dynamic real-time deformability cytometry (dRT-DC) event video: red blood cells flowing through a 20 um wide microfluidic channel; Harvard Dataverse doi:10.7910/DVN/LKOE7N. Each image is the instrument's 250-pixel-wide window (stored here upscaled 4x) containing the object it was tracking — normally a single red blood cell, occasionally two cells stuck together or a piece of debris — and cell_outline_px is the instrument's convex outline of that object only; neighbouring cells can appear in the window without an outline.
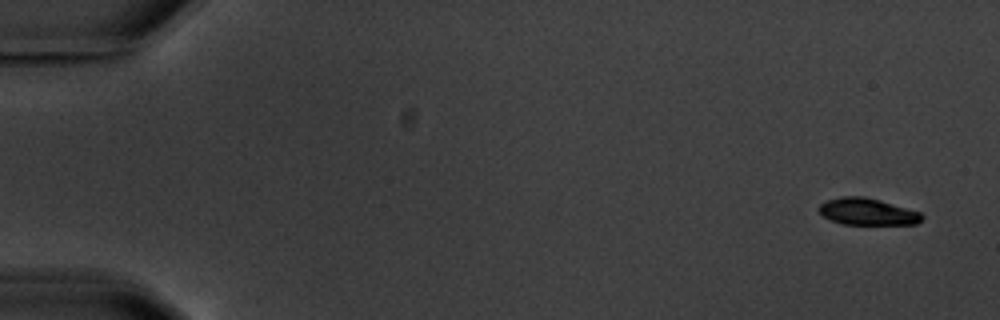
{"species": "common noctule bat (a hibernating species)", "species_latin": "Nyctalus noctula", "temperature_condition": "warm", "stored_images_in_passage": 5, "camera_frame_rate_fps": 3000, "um_per_image_px": 0.085, "animal": {"sex": "male", "body_mass_g": 20.1, "forearm_length_mm": 53.5}, "frame": {"image": 1, "passage_image": 1, "time_ms": 0.0, "image_size_px": [1000, 320], "cell_outline_px": [[924, 216], [916, 224], [844, 224], [832, 220], [824, 216], [820, 212], [820, 204], [828, 200], [840, 196], [864, 196], [880, 200], [920, 212]], "centroid_in_image_um": [73.74, 17.98], "position_along_channel_um": 11.3, "area_um2": 15.84}}
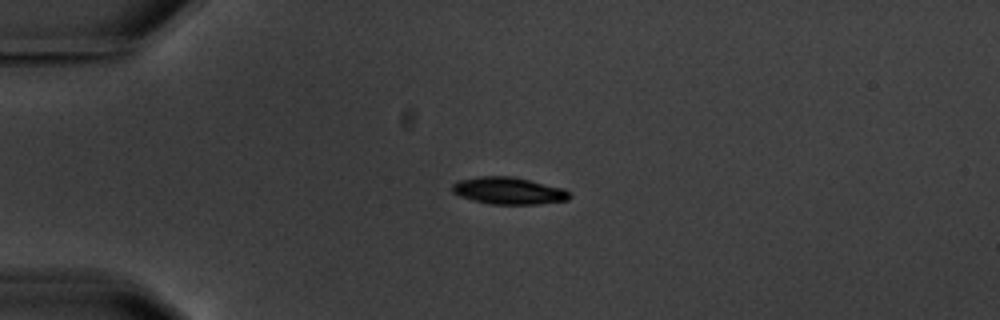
{"frame": {"image": 2, "passage_image": 4, "time_ms": 4.0, "image_size_px": [1000, 320], "cell_outline_px": [[572, 196], [568, 200], [536, 204], [488, 204], [472, 200], [460, 196], [452, 192], [452, 184], [456, 180], [480, 176], [512, 176], [564, 188]], "centroid_in_image_um": [43.2, 16.21], "position_along_channel_um": 41.8, "area_um2": 18.61}}